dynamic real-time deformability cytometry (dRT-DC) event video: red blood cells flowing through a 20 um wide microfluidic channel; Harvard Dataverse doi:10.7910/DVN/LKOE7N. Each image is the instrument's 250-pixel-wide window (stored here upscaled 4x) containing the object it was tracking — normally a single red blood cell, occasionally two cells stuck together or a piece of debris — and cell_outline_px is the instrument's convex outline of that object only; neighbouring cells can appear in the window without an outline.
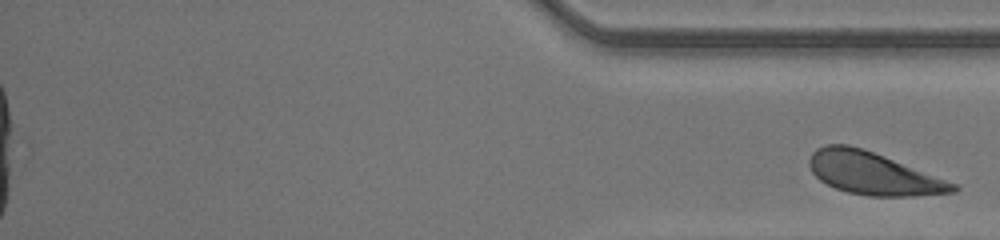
{"species": "human", "species_latin": "Homo sapiens", "temperature_condition": "room temperature", "stored_images_in_passage": 57, "segment_of_instrument_passage": [2, 2], "camera_frame_rate_fps": 3000, "um_per_image_px": 0.085, "donor": {"sex": "male"}, "frame": {"image": 1, "passage_image": 57, "time_ms": 18.667, "image_size_px": [1000, 240], "cell_outline_px": [[960, 188], [956, 192], [912, 196], [868, 196], [848, 192], [836, 188], [820, 180], [812, 172], [808, 164], [808, 160], [812, 152], [816, 148], [824, 144], [848, 144], [884, 156], [956, 184]], "centroid_in_image_um": [74.17, 14.74], "position_along_channel_um": 361.0, "area_um2": 35.2}}